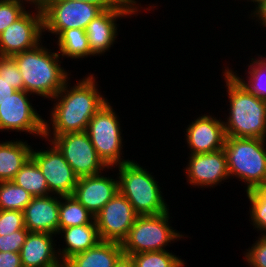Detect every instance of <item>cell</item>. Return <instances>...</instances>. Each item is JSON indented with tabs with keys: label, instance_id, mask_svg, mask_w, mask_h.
Returning <instances> with one entry per match:
<instances>
[{
	"label": "cell",
	"instance_id": "1",
	"mask_svg": "<svg viewBox=\"0 0 266 267\" xmlns=\"http://www.w3.org/2000/svg\"><path fill=\"white\" fill-rule=\"evenodd\" d=\"M93 76L89 74L70 89L67 81L52 98L56 101L50 114L53 131L49 127L51 124L45 120L44 137L86 131L90 119L108 101L98 92V84Z\"/></svg>",
	"mask_w": 266,
	"mask_h": 267
},
{
	"label": "cell",
	"instance_id": "2",
	"mask_svg": "<svg viewBox=\"0 0 266 267\" xmlns=\"http://www.w3.org/2000/svg\"><path fill=\"white\" fill-rule=\"evenodd\" d=\"M23 78L24 91L52 100L69 80V72L61 67L60 55L43 47L11 56Z\"/></svg>",
	"mask_w": 266,
	"mask_h": 267
},
{
	"label": "cell",
	"instance_id": "3",
	"mask_svg": "<svg viewBox=\"0 0 266 267\" xmlns=\"http://www.w3.org/2000/svg\"><path fill=\"white\" fill-rule=\"evenodd\" d=\"M223 76L230 103L223 121L226 137L266 139V101L249 92L227 69Z\"/></svg>",
	"mask_w": 266,
	"mask_h": 267
},
{
	"label": "cell",
	"instance_id": "4",
	"mask_svg": "<svg viewBox=\"0 0 266 267\" xmlns=\"http://www.w3.org/2000/svg\"><path fill=\"white\" fill-rule=\"evenodd\" d=\"M117 167L119 191L128 199L138 215H157L169 211L161 187L147 169L133 160Z\"/></svg>",
	"mask_w": 266,
	"mask_h": 267
},
{
	"label": "cell",
	"instance_id": "5",
	"mask_svg": "<svg viewBox=\"0 0 266 267\" xmlns=\"http://www.w3.org/2000/svg\"><path fill=\"white\" fill-rule=\"evenodd\" d=\"M266 139L226 137L228 172L247 184L246 192L266 184Z\"/></svg>",
	"mask_w": 266,
	"mask_h": 267
},
{
	"label": "cell",
	"instance_id": "6",
	"mask_svg": "<svg viewBox=\"0 0 266 267\" xmlns=\"http://www.w3.org/2000/svg\"><path fill=\"white\" fill-rule=\"evenodd\" d=\"M169 214L167 211L157 215H138L122 242L124 255L166 250L168 243L184 237L168 223Z\"/></svg>",
	"mask_w": 266,
	"mask_h": 267
},
{
	"label": "cell",
	"instance_id": "7",
	"mask_svg": "<svg viewBox=\"0 0 266 267\" xmlns=\"http://www.w3.org/2000/svg\"><path fill=\"white\" fill-rule=\"evenodd\" d=\"M118 117L107 101L90 119L85 131L90 137L98 157L108 168L131 161L121 157L123 136H121Z\"/></svg>",
	"mask_w": 266,
	"mask_h": 267
},
{
	"label": "cell",
	"instance_id": "8",
	"mask_svg": "<svg viewBox=\"0 0 266 267\" xmlns=\"http://www.w3.org/2000/svg\"><path fill=\"white\" fill-rule=\"evenodd\" d=\"M104 10L83 1L48 0L43 10V33L60 35L66 29H86Z\"/></svg>",
	"mask_w": 266,
	"mask_h": 267
},
{
	"label": "cell",
	"instance_id": "9",
	"mask_svg": "<svg viewBox=\"0 0 266 267\" xmlns=\"http://www.w3.org/2000/svg\"><path fill=\"white\" fill-rule=\"evenodd\" d=\"M43 138L46 141L48 139L59 149L79 178L98 175L104 168L109 169L98 157L86 132L65 133Z\"/></svg>",
	"mask_w": 266,
	"mask_h": 267
},
{
	"label": "cell",
	"instance_id": "10",
	"mask_svg": "<svg viewBox=\"0 0 266 267\" xmlns=\"http://www.w3.org/2000/svg\"><path fill=\"white\" fill-rule=\"evenodd\" d=\"M138 214L118 191L94 217L102 241L121 243L127 238Z\"/></svg>",
	"mask_w": 266,
	"mask_h": 267
},
{
	"label": "cell",
	"instance_id": "11",
	"mask_svg": "<svg viewBox=\"0 0 266 267\" xmlns=\"http://www.w3.org/2000/svg\"><path fill=\"white\" fill-rule=\"evenodd\" d=\"M26 91H15L0 105V131L15 130L44 137L45 119L31 105Z\"/></svg>",
	"mask_w": 266,
	"mask_h": 267
},
{
	"label": "cell",
	"instance_id": "12",
	"mask_svg": "<svg viewBox=\"0 0 266 267\" xmlns=\"http://www.w3.org/2000/svg\"><path fill=\"white\" fill-rule=\"evenodd\" d=\"M48 150H31V158L46 178L49 192L59 196L72 195L79 177L59 149L50 142Z\"/></svg>",
	"mask_w": 266,
	"mask_h": 267
},
{
	"label": "cell",
	"instance_id": "13",
	"mask_svg": "<svg viewBox=\"0 0 266 267\" xmlns=\"http://www.w3.org/2000/svg\"><path fill=\"white\" fill-rule=\"evenodd\" d=\"M137 3L136 0H124L118 7L104 10L87 25L85 32L90 51L94 56H100L110 49L118 35L116 19L118 21L120 17L122 19L137 14L140 10V5Z\"/></svg>",
	"mask_w": 266,
	"mask_h": 267
},
{
	"label": "cell",
	"instance_id": "14",
	"mask_svg": "<svg viewBox=\"0 0 266 267\" xmlns=\"http://www.w3.org/2000/svg\"><path fill=\"white\" fill-rule=\"evenodd\" d=\"M28 10L0 34V56H13L35 48L43 35V14Z\"/></svg>",
	"mask_w": 266,
	"mask_h": 267
},
{
	"label": "cell",
	"instance_id": "15",
	"mask_svg": "<svg viewBox=\"0 0 266 267\" xmlns=\"http://www.w3.org/2000/svg\"><path fill=\"white\" fill-rule=\"evenodd\" d=\"M187 163L185 175L187 174V182L192 186L215 187L222 181L231 178L223 149L203 154H190Z\"/></svg>",
	"mask_w": 266,
	"mask_h": 267
},
{
	"label": "cell",
	"instance_id": "16",
	"mask_svg": "<svg viewBox=\"0 0 266 267\" xmlns=\"http://www.w3.org/2000/svg\"><path fill=\"white\" fill-rule=\"evenodd\" d=\"M190 154H203L224 148L226 134L223 121L204 114L190 123L186 129Z\"/></svg>",
	"mask_w": 266,
	"mask_h": 267
},
{
	"label": "cell",
	"instance_id": "17",
	"mask_svg": "<svg viewBox=\"0 0 266 267\" xmlns=\"http://www.w3.org/2000/svg\"><path fill=\"white\" fill-rule=\"evenodd\" d=\"M101 175L80 177L72 194L94 217L119 191V180Z\"/></svg>",
	"mask_w": 266,
	"mask_h": 267
},
{
	"label": "cell",
	"instance_id": "18",
	"mask_svg": "<svg viewBox=\"0 0 266 267\" xmlns=\"http://www.w3.org/2000/svg\"><path fill=\"white\" fill-rule=\"evenodd\" d=\"M60 198L61 196H53V194L33 197L23 211L25 228L29 232L49 233L56 236L59 232Z\"/></svg>",
	"mask_w": 266,
	"mask_h": 267
},
{
	"label": "cell",
	"instance_id": "19",
	"mask_svg": "<svg viewBox=\"0 0 266 267\" xmlns=\"http://www.w3.org/2000/svg\"><path fill=\"white\" fill-rule=\"evenodd\" d=\"M54 234L29 232L20 256L23 267H60L63 265L54 248Z\"/></svg>",
	"mask_w": 266,
	"mask_h": 267
},
{
	"label": "cell",
	"instance_id": "20",
	"mask_svg": "<svg viewBox=\"0 0 266 267\" xmlns=\"http://www.w3.org/2000/svg\"><path fill=\"white\" fill-rule=\"evenodd\" d=\"M122 244L112 241H100L97 245L67 259L65 267H115L123 255Z\"/></svg>",
	"mask_w": 266,
	"mask_h": 267
},
{
	"label": "cell",
	"instance_id": "21",
	"mask_svg": "<svg viewBox=\"0 0 266 267\" xmlns=\"http://www.w3.org/2000/svg\"><path fill=\"white\" fill-rule=\"evenodd\" d=\"M64 236L65 248L57 249L61 261L64 263L71 256L94 247L100 241L96 224H86L59 229L58 234ZM62 250V251H61Z\"/></svg>",
	"mask_w": 266,
	"mask_h": 267
},
{
	"label": "cell",
	"instance_id": "22",
	"mask_svg": "<svg viewBox=\"0 0 266 267\" xmlns=\"http://www.w3.org/2000/svg\"><path fill=\"white\" fill-rule=\"evenodd\" d=\"M0 143V182L12 181L31 157L32 147L21 140Z\"/></svg>",
	"mask_w": 266,
	"mask_h": 267
},
{
	"label": "cell",
	"instance_id": "23",
	"mask_svg": "<svg viewBox=\"0 0 266 267\" xmlns=\"http://www.w3.org/2000/svg\"><path fill=\"white\" fill-rule=\"evenodd\" d=\"M58 38L59 51L61 57L71 59L86 58L94 56L88 45V38L84 29L72 28L64 30Z\"/></svg>",
	"mask_w": 266,
	"mask_h": 267
},
{
	"label": "cell",
	"instance_id": "24",
	"mask_svg": "<svg viewBox=\"0 0 266 267\" xmlns=\"http://www.w3.org/2000/svg\"><path fill=\"white\" fill-rule=\"evenodd\" d=\"M33 197L50 195L46 178L43 176L36 162L30 157L12 180Z\"/></svg>",
	"mask_w": 266,
	"mask_h": 267
},
{
	"label": "cell",
	"instance_id": "25",
	"mask_svg": "<svg viewBox=\"0 0 266 267\" xmlns=\"http://www.w3.org/2000/svg\"><path fill=\"white\" fill-rule=\"evenodd\" d=\"M86 224H96L94 216L73 195L61 196L59 229Z\"/></svg>",
	"mask_w": 266,
	"mask_h": 267
},
{
	"label": "cell",
	"instance_id": "26",
	"mask_svg": "<svg viewBox=\"0 0 266 267\" xmlns=\"http://www.w3.org/2000/svg\"><path fill=\"white\" fill-rule=\"evenodd\" d=\"M266 57V56H265ZM258 58L254 60L251 58V63L249 64L248 68V80L245 81L244 78L242 79L237 75L236 72L229 69L227 70L238 80L240 84H242L249 92L254 94L255 96L259 97L261 100L266 101V58Z\"/></svg>",
	"mask_w": 266,
	"mask_h": 267
},
{
	"label": "cell",
	"instance_id": "27",
	"mask_svg": "<svg viewBox=\"0 0 266 267\" xmlns=\"http://www.w3.org/2000/svg\"><path fill=\"white\" fill-rule=\"evenodd\" d=\"M33 196L13 181L0 182V210L24 211Z\"/></svg>",
	"mask_w": 266,
	"mask_h": 267
},
{
	"label": "cell",
	"instance_id": "28",
	"mask_svg": "<svg viewBox=\"0 0 266 267\" xmlns=\"http://www.w3.org/2000/svg\"><path fill=\"white\" fill-rule=\"evenodd\" d=\"M250 201L252 226L260 231V235H266V184L260 185L253 190L247 191Z\"/></svg>",
	"mask_w": 266,
	"mask_h": 267
},
{
	"label": "cell",
	"instance_id": "29",
	"mask_svg": "<svg viewBox=\"0 0 266 267\" xmlns=\"http://www.w3.org/2000/svg\"><path fill=\"white\" fill-rule=\"evenodd\" d=\"M136 267H184V260L168 250L142 252L131 255Z\"/></svg>",
	"mask_w": 266,
	"mask_h": 267
},
{
	"label": "cell",
	"instance_id": "30",
	"mask_svg": "<svg viewBox=\"0 0 266 267\" xmlns=\"http://www.w3.org/2000/svg\"><path fill=\"white\" fill-rule=\"evenodd\" d=\"M0 76L17 91H24L23 78L12 57L0 56Z\"/></svg>",
	"mask_w": 266,
	"mask_h": 267
},
{
	"label": "cell",
	"instance_id": "31",
	"mask_svg": "<svg viewBox=\"0 0 266 267\" xmlns=\"http://www.w3.org/2000/svg\"><path fill=\"white\" fill-rule=\"evenodd\" d=\"M26 11V7L17 2L0 0V34Z\"/></svg>",
	"mask_w": 266,
	"mask_h": 267
},
{
	"label": "cell",
	"instance_id": "32",
	"mask_svg": "<svg viewBox=\"0 0 266 267\" xmlns=\"http://www.w3.org/2000/svg\"><path fill=\"white\" fill-rule=\"evenodd\" d=\"M25 228L24 213L19 210H0V235L4 236Z\"/></svg>",
	"mask_w": 266,
	"mask_h": 267
},
{
	"label": "cell",
	"instance_id": "33",
	"mask_svg": "<svg viewBox=\"0 0 266 267\" xmlns=\"http://www.w3.org/2000/svg\"><path fill=\"white\" fill-rule=\"evenodd\" d=\"M250 267H266V235H261L244 256Z\"/></svg>",
	"mask_w": 266,
	"mask_h": 267
},
{
	"label": "cell",
	"instance_id": "34",
	"mask_svg": "<svg viewBox=\"0 0 266 267\" xmlns=\"http://www.w3.org/2000/svg\"><path fill=\"white\" fill-rule=\"evenodd\" d=\"M29 231L24 228L10 234L0 235V252L20 253Z\"/></svg>",
	"mask_w": 266,
	"mask_h": 267
},
{
	"label": "cell",
	"instance_id": "35",
	"mask_svg": "<svg viewBox=\"0 0 266 267\" xmlns=\"http://www.w3.org/2000/svg\"><path fill=\"white\" fill-rule=\"evenodd\" d=\"M0 267H23L20 253L0 252Z\"/></svg>",
	"mask_w": 266,
	"mask_h": 267
},
{
	"label": "cell",
	"instance_id": "36",
	"mask_svg": "<svg viewBox=\"0 0 266 267\" xmlns=\"http://www.w3.org/2000/svg\"><path fill=\"white\" fill-rule=\"evenodd\" d=\"M69 1H83L101 7L103 10L118 7L124 0H69Z\"/></svg>",
	"mask_w": 266,
	"mask_h": 267
},
{
	"label": "cell",
	"instance_id": "37",
	"mask_svg": "<svg viewBox=\"0 0 266 267\" xmlns=\"http://www.w3.org/2000/svg\"><path fill=\"white\" fill-rule=\"evenodd\" d=\"M16 91L5 79L0 76V105Z\"/></svg>",
	"mask_w": 266,
	"mask_h": 267
},
{
	"label": "cell",
	"instance_id": "38",
	"mask_svg": "<svg viewBox=\"0 0 266 267\" xmlns=\"http://www.w3.org/2000/svg\"><path fill=\"white\" fill-rule=\"evenodd\" d=\"M258 18L261 23V26L266 27V1L262 2L260 5H258L255 10L251 13V16Z\"/></svg>",
	"mask_w": 266,
	"mask_h": 267
},
{
	"label": "cell",
	"instance_id": "39",
	"mask_svg": "<svg viewBox=\"0 0 266 267\" xmlns=\"http://www.w3.org/2000/svg\"><path fill=\"white\" fill-rule=\"evenodd\" d=\"M11 1L17 2L18 4H21L22 6H24L23 4L24 2L30 3L32 5H35L34 11H39V12H43L48 2V0H11Z\"/></svg>",
	"mask_w": 266,
	"mask_h": 267
},
{
	"label": "cell",
	"instance_id": "40",
	"mask_svg": "<svg viewBox=\"0 0 266 267\" xmlns=\"http://www.w3.org/2000/svg\"><path fill=\"white\" fill-rule=\"evenodd\" d=\"M115 267H136V265L131 256L123 254L116 262Z\"/></svg>",
	"mask_w": 266,
	"mask_h": 267
},
{
	"label": "cell",
	"instance_id": "41",
	"mask_svg": "<svg viewBox=\"0 0 266 267\" xmlns=\"http://www.w3.org/2000/svg\"><path fill=\"white\" fill-rule=\"evenodd\" d=\"M249 1V0H248ZM251 2H253L255 5H256V7L258 6V5H260L262 2H264V1H266V0H250Z\"/></svg>",
	"mask_w": 266,
	"mask_h": 267
}]
</instances>
